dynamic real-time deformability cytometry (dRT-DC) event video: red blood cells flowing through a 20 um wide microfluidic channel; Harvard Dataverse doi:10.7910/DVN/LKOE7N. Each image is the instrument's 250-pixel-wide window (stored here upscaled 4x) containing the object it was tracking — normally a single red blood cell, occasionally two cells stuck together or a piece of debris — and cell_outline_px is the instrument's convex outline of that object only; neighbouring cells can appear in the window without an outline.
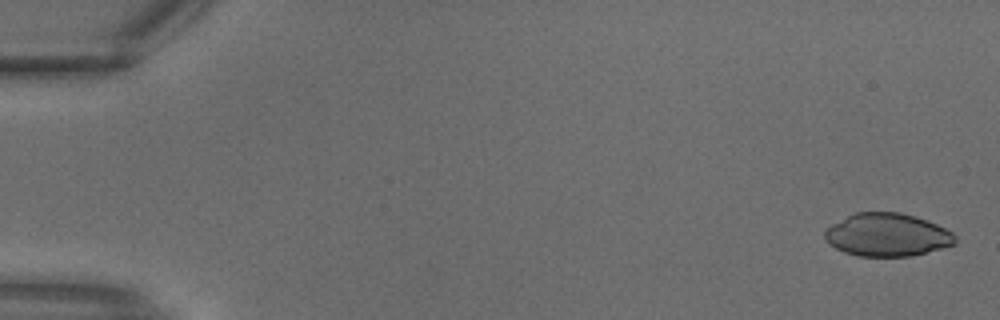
{"species": "common noctule bat (a hibernating species)", "species_latin": "Nyctalus noctula", "temperature_condition": "warm", "stored_images_in_passage": 13, "camera_frame_rate_fps": 3000, "um_per_image_px": 0.085, "animal": {"sex": "male", "body_mass_g": 18.8}, "frame": {"image": 1, "passage_image": 1, "time_ms": 0.0, "image_size_px": [1000, 320], "cell_outline_px": [[956, 244], [908, 256], [860, 256], [844, 252], [836, 248], [824, 240], [824, 232], [832, 224], [856, 212], [900, 212], [936, 224], [952, 232], [956, 236]], "centroid_in_image_um": [75.39, 19.96], "position_along_channel_um": 9.6, "area_um2": 32.25}}